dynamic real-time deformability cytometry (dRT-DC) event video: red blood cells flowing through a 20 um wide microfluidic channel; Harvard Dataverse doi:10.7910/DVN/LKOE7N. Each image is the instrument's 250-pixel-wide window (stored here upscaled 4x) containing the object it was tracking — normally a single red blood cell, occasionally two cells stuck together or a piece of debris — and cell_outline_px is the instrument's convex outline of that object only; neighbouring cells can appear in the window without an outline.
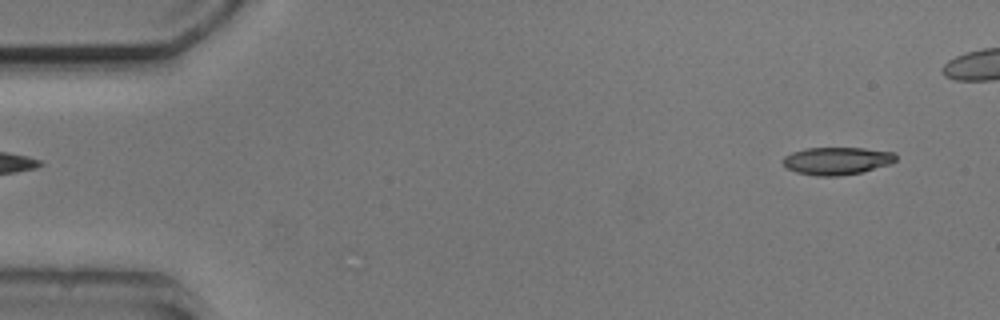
{"species": "common noctule bat (a hibernating species)", "species_latin": "Nyctalus noctula", "temperature_condition": "cold", "stored_images_in_passage": 2, "segment_of_instrument_passage": [2, 2], "camera_frame_rate_fps": 3000, "um_per_image_px": 0.085, "animal": {"sex": "male", "body_mass_g": 20.5, "forearm_length_mm": 52.5}, "frame": {"image": 1, "passage_image": 2, "time_ms": 1.333, "image_size_px": [1000, 320], "cell_outline_px": [[896, 160], [892, 164], [860, 172], [840, 176], [816, 176], [796, 172], [788, 168], [784, 164], [784, 156], [792, 152], [804, 148], [864, 148], [896, 152]], "centroid_in_image_um": [71.17, 13.66], "position_along_channel_um": 13.8, "area_um2": 18.21}}